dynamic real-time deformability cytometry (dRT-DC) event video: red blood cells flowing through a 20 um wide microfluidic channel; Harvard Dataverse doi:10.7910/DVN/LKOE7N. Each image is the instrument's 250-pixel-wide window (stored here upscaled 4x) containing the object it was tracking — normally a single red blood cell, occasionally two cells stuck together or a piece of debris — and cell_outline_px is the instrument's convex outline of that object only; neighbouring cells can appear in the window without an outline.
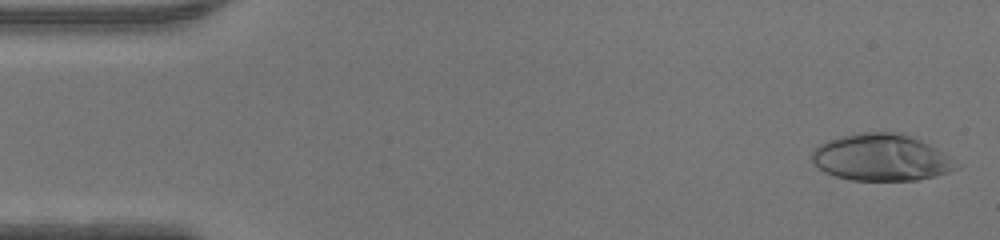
{"species": "human", "species_latin": "Homo sapiens", "temperature_condition": "warm", "stored_images_in_passage": 18, "camera_frame_rate_fps": 3000, "um_per_image_px": 0.085, "donor": {"sex": "male"}, "frame": {"image": 1, "passage_image": 1, "time_ms": 0.0, "image_size_px": [1000, 240], "cell_outline_px": [[960, 168], [936, 176], [916, 180], [852, 180], [836, 176], [824, 172], [812, 160], [812, 152], [820, 144], [828, 140], [840, 136], [860, 132], [896, 132], [912, 136], [944, 152]], "centroid_in_image_um": [74.91, 13.38], "position_along_channel_um": 10.1, "area_um2": 39.13}}
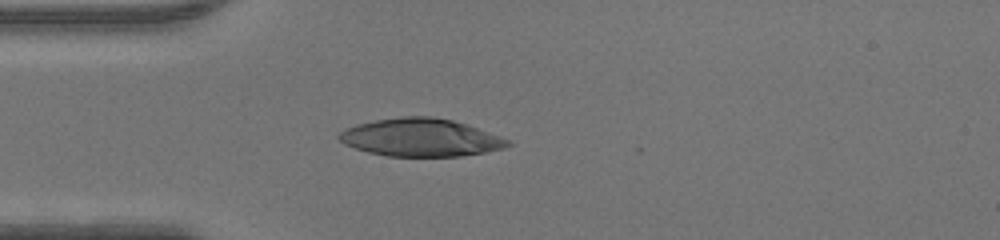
{"frame": {"image": 2, "passage_image": 12, "time_ms": 3.667, "image_size_px": [1000, 240], "cell_outline_px": [[512, 144], [500, 148], [484, 152], [460, 156], [388, 156], [368, 152], [344, 144], [336, 136], [344, 128], [356, 124], [376, 120], [400, 116], [432, 116], [452, 120], [500, 136], [508, 140]], "centroid_in_image_um": [35.69, 11.68], "position_along_channel_um": 49.3, "area_um2": 36.88}}
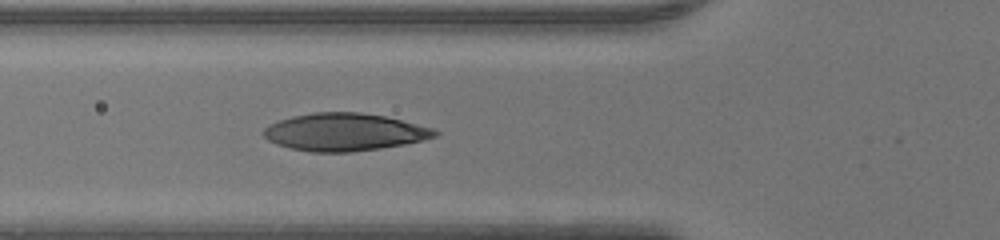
{"frame": {"image": 3, "passage_image": 16, "time_ms": 5.0, "image_size_px": [1000, 240], "cell_outline_px": [[440, 132], [436, 136], [424, 140], [404, 144], [380, 148], [352, 152], [308, 152], [288, 148], [276, 144], [268, 140], [260, 132], [268, 124], [292, 116], [312, 112], [360, 112], [384, 116], [432, 128]], "centroid_in_image_um": [29.22, 11.23], "position_along_channel_um": 96.6, "area_um2": 37.63}}